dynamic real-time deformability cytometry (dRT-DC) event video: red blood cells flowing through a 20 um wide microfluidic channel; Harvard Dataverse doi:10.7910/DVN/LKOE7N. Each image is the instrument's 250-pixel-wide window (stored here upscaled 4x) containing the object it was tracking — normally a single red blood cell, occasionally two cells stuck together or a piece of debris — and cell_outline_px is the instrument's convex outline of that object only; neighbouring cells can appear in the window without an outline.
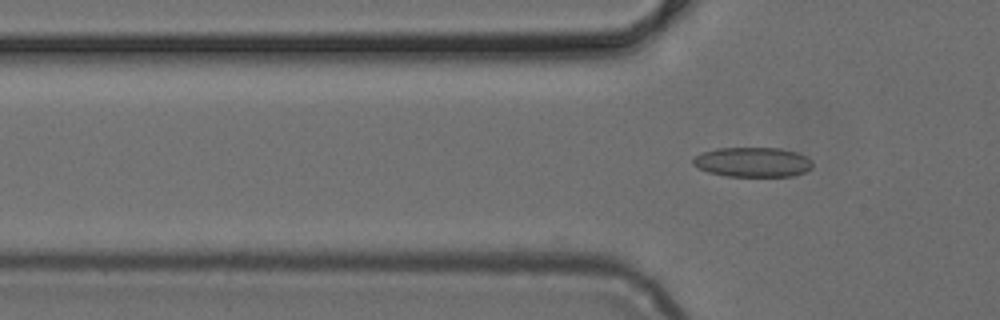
{"species": "common noctule bat (a hibernating species)", "species_latin": "Nyctalus noctula", "temperature_condition": "cold", "stored_images_in_passage": 10, "camera_frame_rate_fps": 3000, "um_per_image_px": 0.085, "animal": {"sex": "female", "body_mass_g": 24.6, "forearm_length_mm": 56.2}, "frame": {"image": 1, "passage_image": 10, "time_ms": 3.0, "image_size_px": [1000, 320], "cell_outline_px": [[812, 168], [804, 172], [792, 176], [724, 176], [708, 172], [692, 164], [692, 160], [696, 156], [704, 152], [716, 148], [780, 148], [796, 152], [812, 160]], "centroid_in_image_um": [63.98, 13.78], "position_along_channel_um": 61.8, "area_um2": 20.63}}